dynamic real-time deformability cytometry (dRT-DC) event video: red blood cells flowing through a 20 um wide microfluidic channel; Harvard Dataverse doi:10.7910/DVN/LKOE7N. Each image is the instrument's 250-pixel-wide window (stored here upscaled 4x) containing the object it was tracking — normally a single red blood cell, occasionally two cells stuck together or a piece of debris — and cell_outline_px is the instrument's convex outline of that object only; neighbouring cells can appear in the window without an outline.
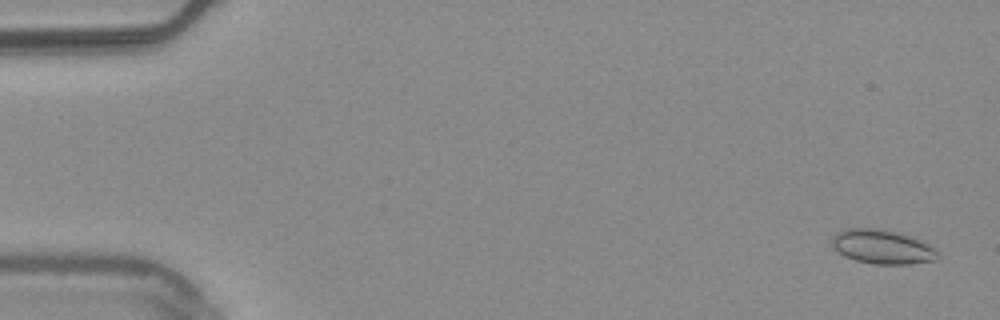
{"species": "common noctule bat (a hibernating species)", "species_latin": "Nyctalus noctula", "temperature_condition": "warm", "stored_images_in_passage": 55, "camera_frame_rate_fps": 3000, "um_per_image_px": 0.085, "animal": {"sex": "male", "body_mass_g": 20.4}, "frame": {"image": 1, "passage_image": 3, "time_ms": 0.667, "image_size_px": [1000, 320], "cell_outline_px": [[940, 256], [936, 260], [912, 264], [876, 264], [856, 260], [844, 256], [832, 248], [832, 236], [836, 232], [848, 228], [880, 228], [896, 232], [908, 236], [928, 244], [936, 248]], "centroid_in_image_um": [74.98, 20.98], "position_along_channel_um": 10.0, "area_um2": 21.15}}
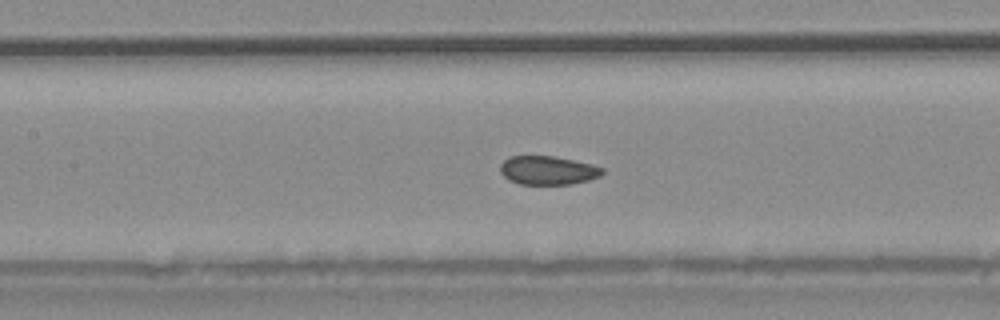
{"frame": {"image": 2, "passage_image": 26, "time_ms": 8.333, "image_size_px": [1000, 320], "cell_outline_px": [[604, 172], [600, 176], [588, 180], [572, 184], [520, 184], [508, 180], [500, 172], [500, 164], [508, 156], [552, 156], [592, 164], [604, 168]], "centroid_in_image_um": [46.55, 14.48], "position_along_channel_um": 160.8, "area_um2": 17.11}}
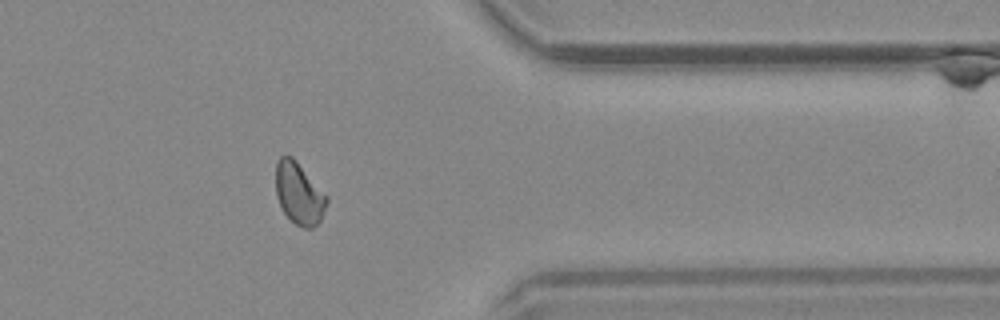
{"frame": {"image": 3, "passage_image": 45, "time_ms": 14.667, "image_size_px": [1000, 320], "cell_outline_px": [[328, 200], [320, 220], [312, 228], [304, 228], [296, 224], [284, 212], [276, 196], [276, 164], [280, 156], [292, 156], [296, 160], [328, 196]], "centroid_in_image_um": [25.42, 16.43], "position_along_channel_um": 386.0, "area_um2": 18.15}, "authors_computed_cell_mechanics": {"area_um2": 18.2648, "velocity_mm_per_s": 3.7636, "shape_relaxation_time_tau1_ms": null, "shape_relaxation_time_tau2_ms": 1.3745, "deformation_change_tau1": null, "deformation_change_tau2": 0.0426}}